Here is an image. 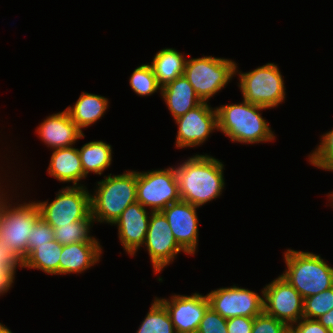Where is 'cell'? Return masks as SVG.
Listing matches in <instances>:
<instances>
[{
    "instance_id": "cell-17",
    "label": "cell",
    "mask_w": 333,
    "mask_h": 333,
    "mask_svg": "<svg viewBox=\"0 0 333 333\" xmlns=\"http://www.w3.org/2000/svg\"><path fill=\"white\" fill-rule=\"evenodd\" d=\"M36 132L44 144L52 149L72 147L77 139L85 137L66 109L47 117Z\"/></svg>"
},
{
    "instance_id": "cell-20",
    "label": "cell",
    "mask_w": 333,
    "mask_h": 333,
    "mask_svg": "<svg viewBox=\"0 0 333 333\" xmlns=\"http://www.w3.org/2000/svg\"><path fill=\"white\" fill-rule=\"evenodd\" d=\"M47 172L49 176H53L60 182H72L73 186H83L78 182L86 178L78 148L73 146L54 149Z\"/></svg>"
},
{
    "instance_id": "cell-21",
    "label": "cell",
    "mask_w": 333,
    "mask_h": 333,
    "mask_svg": "<svg viewBox=\"0 0 333 333\" xmlns=\"http://www.w3.org/2000/svg\"><path fill=\"white\" fill-rule=\"evenodd\" d=\"M108 99L91 93L83 92L76 103L66 110L71 119L82 130L99 120L108 108Z\"/></svg>"
},
{
    "instance_id": "cell-8",
    "label": "cell",
    "mask_w": 333,
    "mask_h": 333,
    "mask_svg": "<svg viewBox=\"0 0 333 333\" xmlns=\"http://www.w3.org/2000/svg\"><path fill=\"white\" fill-rule=\"evenodd\" d=\"M90 195L86 186H66L48 203L36 202L40 217L53 228L84 220L91 213Z\"/></svg>"
},
{
    "instance_id": "cell-33",
    "label": "cell",
    "mask_w": 333,
    "mask_h": 333,
    "mask_svg": "<svg viewBox=\"0 0 333 333\" xmlns=\"http://www.w3.org/2000/svg\"><path fill=\"white\" fill-rule=\"evenodd\" d=\"M294 324L291 329L295 333H330V330L326 329L316 319L301 318Z\"/></svg>"
},
{
    "instance_id": "cell-26",
    "label": "cell",
    "mask_w": 333,
    "mask_h": 333,
    "mask_svg": "<svg viewBox=\"0 0 333 333\" xmlns=\"http://www.w3.org/2000/svg\"><path fill=\"white\" fill-rule=\"evenodd\" d=\"M136 333H176L168 311L156 297Z\"/></svg>"
},
{
    "instance_id": "cell-14",
    "label": "cell",
    "mask_w": 333,
    "mask_h": 333,
    "mask_svg": "<svg viewBox=\"0 0 333 333\" xmlns=\"http://www.w3.org/2000/svg\"><path fill=\"white\" fill-rule=\"evenodd\" d=\"M166 308L176 333H196L209 307L207 295H173L169 299L156 297Z\"/></svg>"
},
{
    "instance_id": "cell-35",
    "label": "cell",
    "mask_w": 333,
    "mask_h": 333,
    "mask_svg": "<svg viewBox=\"0 0 333 333\" xmlns=\"http://www.w3.org/2000/svg\"><path fill=\"white\" fill-rule=\"evenodd\" d=\"M23 260L0 238V263L3 266H20Z\"/></svg>"
},
{
    "instance_id": "cell-12",
    "label": "cell",
    "mask_w": 333,
    "mask_h": 333,
    "mask_svg": "<svg viewBox=\"0 0 333 333\" xmlns=\"http://www.w3.org/2000/svg\"><path fill=\"white\" fill-rule=\"evenodd\" d=\"M144 245L156 274L169 265L181 251L187 254L174 239L168 220L161 211L150 212Z\"/></svg>"
},
{
    "instance_id": "cell-24",
    "label": "cell",
    "mask_w": 333,
    "mask_h": 333,
    "mask_svg": "<svg viewBox=\"0 0 333 333\" xmlns=\"http://www.w3.org/2000/svg\"><path fill=\"white\" fill-rule=\"evenodd\" d=\"M78 151L86 177L89 172L101 175L111 165V145L101 140L88 142L78 149Z\"/></svg>"
},
{
    "instance_id": "cell-7",
    "label": "cell",
    "mask_w": 333,
    "mask_h": 333,
    "mask_svg": "<svg viewBox=\"0 0 333 333\" xmlns=\"http://www.w3.org/2000/svg\"><path fill=\"white\" fill-rule=\"evenodd\" d=\"M242 97L251 104L277 107L285 99L283 77L277 64L267 63L250 72H239Z\"/></svg>"
},
{
    "instance_id": "cell-9",
    "label": "cell",
    "mask_w": 333,
    "mask_h": 333,
    "mask_svg": "<svg viewBox=\"0 0 333 333\" xmlns=\"http://www.w3.org/2000/svg\"><path fill=\"white\" fill-rule=\"evenodd\" d=\"M137 202L150 207L152 212L162 211L171 203L181 200L174 167L137 172Z\"/></svg>"
},
{
    "instance_id": "cell-23",
    "label": "cell",
    "mask_w": 333,
    "mask_h": 333,
    "mask_svg": "<svg viewBox=\"0 0 333 333\" xmlns=\"http://www.w3.org/2000/svg\"><path fill=\"white\" fill-rule=\"evenodd\" d=\"M63 246L52 240L38 245L22 262L21 268L39 269L47 274L59 275V262Z\"/></svg>"
},
{
    "instance_id": "cell-25",
    "label": "cell",
    "mask_w": 333,
    "mask_h": 333,
    "mask_svg": "<svg viewBox=\"0 0 333 333\" xmlns=\"http://www.w3.org/2000/svg\"><path fill=\"white\" fill-rule=\"evenodd\" d=\"M93 223L94 219L90 213L84 220L53 228L55 241L59 242L62 246L77 242H98L95 237L89 236L90 226Z\"/></svg>"
},
{
    "instance_id": "cell-3",
    "label": "cell",
    "mask_w": 333,
    "mask_h": 333,
    "mask_svg": "<svg viewBox=\"0 0 333 333\" xmlns=\"http://www.w3.org/2000/svg\"><path fill=\"white\" fill-rule=\"evenodd\" d=\"M111 175L97 183L95 193L90 195V204L94 222L113 225L129 205L137 202V172Z\"/></svg>"
},
{
    "instance_id": "cell-1",
    "label": "cell",
    "mask_w": 333,
    "mask_h": 333,
    "mask_svg": "<svg viewBox=\"0 0 333 333\" xmlns=\"http://www.w3.org/2000/svg\"><path fill=\"white\" fill-rule=\"evenodd\" d=\"M175 168L181 200L202 205L222 194L224 165L209 155H195Z\"/></svg>"
},
{
    "instance_id": "cell-30",
    "label": "cell",
    "mask_w": 333,
    "mask_h": 333,
    "mask_svg": "<svg viewBox=\"0 0 333 333\" xmlns=\"http://www.w3.org/2000/svg\"><path fill=\"white\" fill-rule=\"evenodd\" d=\"M55 240L53 227L41 217L35 222L28 238V255L38 246Z\"/></svg>"
},
{
    "instance_id": "cell-11",
    "label": "cell",
    "mask_w": 333,
    "mask_h": 333,
    "mask_svg": "<svg viewBox=\"0 0 333 333\" xmlns=\"http://www.w3.org/2000/svg\"><path fill=\"white\" fill-rule=\"evenodd\" d=\"M209 307L223 318L233 317L255 318L264 311L263 290L262 297L252 290L237 287H225L207 294Z\"/></svg>"
},
{
    "instance_id": "cell-4",
    "label": "cell",
    "mask_w": 333,
    "mask_h": 333,
    "mask_svg": "<svg viewBox=\"0 0 333 333\" xmlns=\"http://www.w3.org/2000/svg\"><path fill=\"white\" fill-rule=\"evenodd\" d=\"M287 269L284 277L303 299L333 286V267L320 255L288 249L284 253Z\"/></svg>"
},
{
    "instance_id": "cell-10",
    "label": "cell",
    "mask_w": 333,
    "mask_h": 333,
    "mask_svg": "<svg viewBox=\"0 0 333 333\" xmlns=\"http://www.w3.org/2000/svg\"><path fill=\"white\" fill-rule=\"evenodd\" d=\"M304 299L281 275L263 288L264 312L288 327L303 318Z\"/></svg>"
},
{
    "instance_id": "cell-15",
    "label": "cell",
    "mask_w": 333,
    "mask_h": 333,
    "mask_svg": "<svg viewBox=\"0 0 333 333\" xmlns=\"http://www.w3.org/2000/svg\"><path fill=\"white\" fill-rule=\"evenodd\" d=\"M198 206L180 200L171 203L161 212L168 220L174 239L189 255H194L198 246Z\"/></svg>"
},
{
    "instance_id": "cell-5",
    "label": "cell",
    "mask_w": 333,
    "mask_h": 333,
    "mask_svg": "<svg viewBox=\"0 0 333 333\" xmlns=\"http://www.w3.org/2000/svg\"><path fill=\"white\" fill-rule=\"evenodd\" d=\"M238 73L237 64L225 58L204 56L187 59L183 75L202 102L214 96Z\"/></svg>"
},
{
    "instance_id": "cell-16",
    "label": "cell",
    "mask_w": 333,
    "mask_h": 333,
    "mask_svg": "<svg viewBox=\"0 0 333 333\" xmlns=\"http://www.w3.org/2000/svg\"><path fill=\"white\" fill-rule=\"evenodd\" d=\"M139 202L129 205L115 221L118 225V237L125 252L135 255L140 246L144 244L150 215Z\"/></svg>"
},
{
    "instance_id": "cell-18",
    "label": "cell",
    "mask_w": 333,
    "mask_h": 333,
    "mask_svg": "<svg viewBox=\"0 0 333 333\" xmlns=\"http://www.w3.org/2000/svg\"><path fill=\"white\" fill-rule=\"evenodd\" d=\"M102 246L99 242H77L64 245L59 262V275L83 273L99 262Z\"/></svg>"
},
{
    "instance_id": "cell-28",
    "label": "cell",
    "mask_w": 333,
    "mask_h": 333,
    "mask_svg": "<svg viewBox=\"0 0 333 333\" xmlns=\"http://www.w3.org/2000/svg\"><path fill=\"white\" fill-rule=\"evenodd\" d=\"M331 309H333V286L304 299L303 318L317 319Z\"/></svg>"
},
{
    "instance_id": "cell-32",
    "label": "cell",
    "mask_w": 333,
    "mask_h": 333,
    "mask_svg": "<svg viewBox=\"0 0 333 333\" xmlns=\"http://www.w3.org/2000/svg\"><path fill=\"white\" fill-rule=\"evenodd\" d=\"M288 326L264 311L254 318L251 333H283Z\"/></svg>"
},
{
    "instance_id": "cell-22",
    "label": "cell",
    "mask_w": 333,
    "mask_h": 333,
    "mask_svg": "<svg viewBox=\"0 0 333 333\" xmlns=\"http://www.w3.org/2000/svg\"><path fill=\"white\" fill-rule=\"evenodd\" d=\"M185 63L182 53L172 48H164L156 53L150 66L158 84L163 87L183 75Z\"/></svg>"
},
{
    "instance_id": "cell-36",
    "label": "cell",
    "mask_w": 333,
    "mask_h": 333,
    "mask_svg": "<svg viewBox=\"0 0 333 333\" xmlns=\"http://www.w3.org/2000/svg\"><path fill=\"white\" fill-rule=\"evenodd\" d=\"M17 266H3L0 263V295L7 293L15 279Z\"/></svg>"
},
{
    "instance_id": "cell-29",
    "label": "cell",
    "mask_w": 333,
    "mask_h": 333,
    "mask_svg": "<svg viewBox=\"0 0 333 333\" xmlns=\"http://www.w3.org/2000/svg\"><path fill=\"white\" fill-rule=\"evenodd\" d=\"M321 137L320 145L308 155L309 162L319 169L333 172V129Z\"/></svg>"
},
{
    "instance_id": "cell-37",
    "label": "cell",
    "mask_w": 333,
    "mask_h": 333,
    "mask_svg": "<svg viewBox=\"0 0 333 333\" xmlns=\"http://www.w3.org/2000/svg\"><path fill=\"white\" fill-rule=\"evenodd\" d=\"M316 320L321 323L326 329H329L330 333H333V309L320 316Z\"/></svg>"
},
{
    "instance_id": "cell-2",
    "label": "cell",
    "mask_w": 333,
    "mask_h": 333,
    "mask_svg": "<svg viewBox=\"0 0 333 333\" xmlns=\"http://www.w3.org/2000/svg\"><path fill=\"white\" fill-rule=\"evenodd\" d=\"M264 109L268 108L244 99L239 104L217 107V131L224 133L233 142L254 144L275 140L269 123L259 112Z\"/></svg>"
},
{
    "instance_id": "cell-6",
    "label": "cell",
    "mask_w": 333,
    "mask_h": 333,
    "mask_svg": "<svg viewBox=\"0 0 333 333\" xmlns=\"http://www.w3.org/2000/svg\"><path fill=\"white\" fill-rule=\"evenodd\" d=\"M5 195L3 191L0 194V238L24 260L28 256L29 233L40 218V212L35 201L12 207Z\"/></svg>"
},
{
    "instance_id": "cell-31",
    "label": "cell",
    "mask_w": 333,
    "mask_h": 333,
    "mask_svg": "<svg viewBox=\"0 0 333 333\" xmlns=\"http://www.w3.org/2000/svg\"><path fill=\"white\" fill-rule=\"evenodd\" d=\"M197 333H228L227 319L208 307L200 321Z\"/></svg>"
},
{
    "instance_id": "cell-34",
    "label": "cell",
    "mask_w": 333,
    "mask_h": 333,
    "mask_svg": "<svg viewBox=\"0 0 333 333\" xmlns=\"http://www.w3.org/2000/svg\"><path fill=\"white\" fill-rule=\"evenodd\" d=\"M254 324V318L233 317L227 319L228 333H251Z\"/></svg>"
},
{
    "instance_id": "cell-38",
    "label": "cell",
    "mask_w": 333,
    "mask_h": 333,
    "mask_svg": "<svg viewBox=\"0 0 333 333\" xmlns=\"http://www.w3.org/2000/svg\"><path fill=\"white\" fill-rule=\"evenodd\" d=\"M0 333H12L10 329L0 323Z\"/></svg>"
},
{
    "instance_id": "cell-13",
    "label": "cell",
    "mask_w": 333,
    "mask_h": 333,
    "mask_svg": "<svg viewBox=\"0 0 333 333\" xmlns=\"http://www.w3.org/2000/svg\"><path fill=\"white\" fill-rule=\"evenodd\" d=\"M213 109L207 102H202L185 115L174 119L178 125L175 143L177 148L199 146L207 140L210 133L218 130L217 111L216 108Z\"/></svg>"
},
{
    "instance_id": "cell-27",
    "label": "cell",
    "mask_w": 333,
    "mask_h": 333,
    "mask_svg": "<svg viewBox=\"0 0 333 333\" xmlns=\"http://www.w3.org/2000/svg\"><path fill=\"white\" fill-rule=\"evenodd\" d=\"M129 83L133 91L139 96H150L162 88L149 64H142L137 67L129 78Z\"/></svg>"
},
{
    "instance_id": "cell-39",
    "label": "cell",
    "mask_w": 333,
    "mask_h": 333,
    "mask_svg": "<svg viewBox=\"0 0 333 333\" xmlns=\"http://www.w3.org/2000/svg\"><path fill=\"white\" fill-rule=\"evenodd\" d=\"M283 333H295L291 327H288Z\"/></svg>"
},
{
    "instance_id": "cell-40",
    "label": "cell",
    "mask_w": 333,
    "mask_h": 333,
    "mask_svg": "<svg viewBox=\"0 0 333 333\" xmlns=\"http://www.w3.org/2000/svg\"><path fill=\"white\" fill-rule=\"evenodd\" d=\"M332 194H329L328 196H330V200H332L331 202H333V192H331ZM333 206V203H332Z\"/></svg>"
},
{
    "instance_id": "cell-19",
    "label": "cell",
    "mask_w": 333,
    "mask_h": 333,
    "mask_svg": "<svg viewBox=\"0 0 333 333\" xmlns=\"http://www.w3.org/2000/svg\"><path fill=\"white\" fill-rule=\"evenodd\" d=\"M161 96L174 119L185 115L202 103L184 75L161 88Z\"/></svg>"
}]
</instances>
